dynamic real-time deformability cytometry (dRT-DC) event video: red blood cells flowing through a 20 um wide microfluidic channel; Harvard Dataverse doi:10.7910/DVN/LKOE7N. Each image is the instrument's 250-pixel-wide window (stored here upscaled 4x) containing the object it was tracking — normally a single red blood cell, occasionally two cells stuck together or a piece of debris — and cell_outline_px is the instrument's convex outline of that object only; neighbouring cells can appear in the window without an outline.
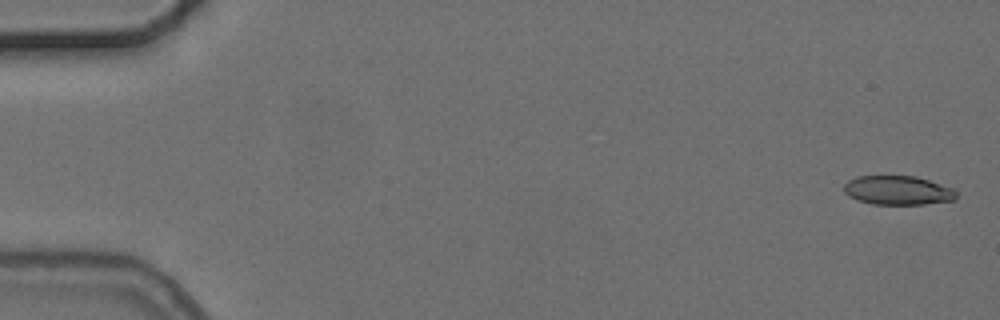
{"species": "common noctule bat (a hibernating species)", "species_latin": "Nyctalus noctula", "temperature_condition": "cold", "stored_images_in_passage": 2, "camera_frame_rate_fps": 3000, "um_per_image_px": 0.085, "animal": {"sex": "female", "body_mass_g": 24.6, "forearm_length_mm": 56.2}, "frame": {"image": 1, "passage_image": 2, "time_ms": 1.333, "image_size_px": [1000, 320], "cell_outline_px": [[956, 200], [924, 204], [872, 204], [856, 200], [848, 196], [844, 192], [844, 184], [848, 180], [856, 176], [916, 176], [952, 188], [956, 192]], "centroid_in_image_um": [76.28, 16.18], "position_along_channel_um": 8.7, "area_um2": 19.07}}